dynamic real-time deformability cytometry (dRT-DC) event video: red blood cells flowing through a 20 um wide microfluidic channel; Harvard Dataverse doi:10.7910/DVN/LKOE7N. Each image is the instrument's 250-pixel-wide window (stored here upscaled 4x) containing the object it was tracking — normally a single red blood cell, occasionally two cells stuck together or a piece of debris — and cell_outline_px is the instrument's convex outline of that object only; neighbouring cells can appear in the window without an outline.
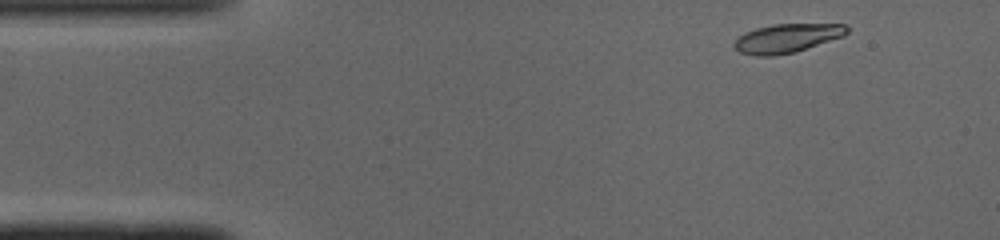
{"species": "common noctule bat (a hibernating species)", "species_latin": "Nyctalus noctula", "temperature_condition": "cold", "stored_images_in_passage": 45, "camera_frame_rate_fps": 3000, "um_per_image_px": 0.085, "animal": {"sex": "male", "body_mass_g": 19.0, "forearm_length_mm": 50.8}, "frame": {"image": 1, "passage_image": 2, "time_ms": 0.333, "image_size_px": [1000, 240], "cell_outline_px": [[848, 32], [844, 36], [796, 52], [772, 56], [756, 56], [740, 52], [732, 44], [744, 32], [756, 28], [772, 24], [844, 24], [848, 28]], "centroid_in_image_um": [66.89, 3.25], "position_along_channel_um": 18.1, "area_um2": 18.96}}
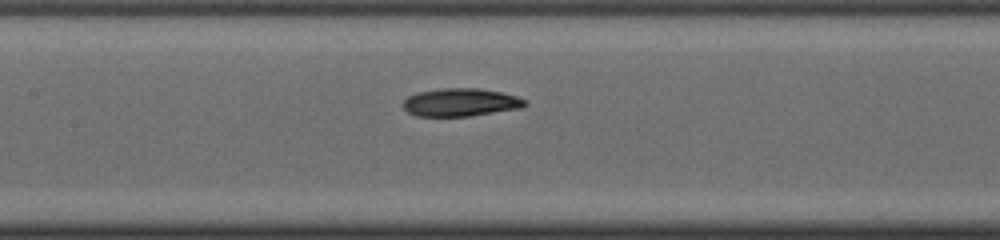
{"frame": {"image": 2, "passage_image": 19, "time_ms": 6.0, "image_size_px": [1000, 240], "cell_outline_px": [[528, 104], [524, 108], [468, 116], [416, 116], [408, 112], [404, 108], [404, 100], [408, 96], [416, 92], [440, 88], [480, 88], [500, 92], [516, 96], [528, 100]], "centroid_in_image_um": [39.19, 8.69], "position_along_channel_um": 168.2, "area_um2": 20.06}}
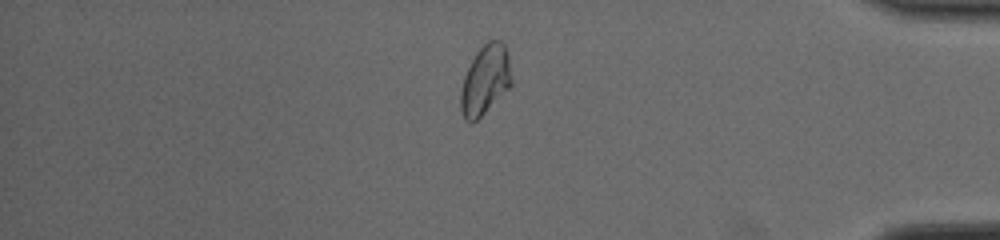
{"frame": {"image": 3, "passage_image": 38, "time_ms": 12.333, "image_size_px": [1000, 240], "cell_outline_px": [[512, 84], [476, 120], [464, 120], [460, 112], [460, 92], [464, 76], [476, 52], [488, 40], [500, 40], [504, 44], [508, 52], [512, 80]], "centroid_in_image_um": [41.24, 6.77], "position_along_channel_um": 394.0, "area_um2": 20.35}, "authors_computed_cell_mechanics": {"area_um2": 20.23, "velocity_mm_per_s": 4.0864, "shape_relaxation_time_tau1_ms": null, "shape_relaxation_time_tau2_ms": 3.7525, "deformation_change_tau1": null, "deformation_change_tau2": 0.0825}}